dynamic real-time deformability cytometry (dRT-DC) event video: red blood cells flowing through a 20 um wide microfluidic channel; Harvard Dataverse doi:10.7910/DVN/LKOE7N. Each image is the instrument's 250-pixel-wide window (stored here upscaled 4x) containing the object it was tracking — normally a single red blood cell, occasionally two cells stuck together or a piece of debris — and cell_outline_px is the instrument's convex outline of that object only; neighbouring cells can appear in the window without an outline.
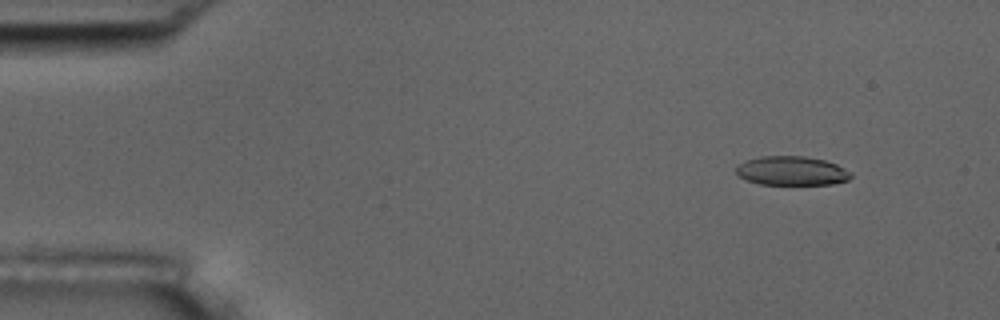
{"species": "common noctule bat (a hibernating species)", "species_latin": "Nyctalus noctula", "temperature_condition": "room temperature", "stored_images_in_passage": 4, "camera_frame_rate_fps": 3000, "um_per_image_px": 0.085, "animal": {"sex": "male", "body_mass_g": 17.5, "forearm_length_mm": 52.3}, "frame": {"image": 1, "passage_image": 1, "time_ms": 0.0, "image_size_px": [1000, 320], "cell_outline_px": [[852, 176], [848, 180], [832, 184], [760, 184], [748, 180], [740, 176], [736, 172], [736, 168], [740, 164], [748, 160], [760, 156], [804, 156], [824, 160], [836, 164], [852, 172]], "centroid_in_image_um": [67.33, 14.52], "position_along_channel_um": 17.7, "area_um2": 19.25}}
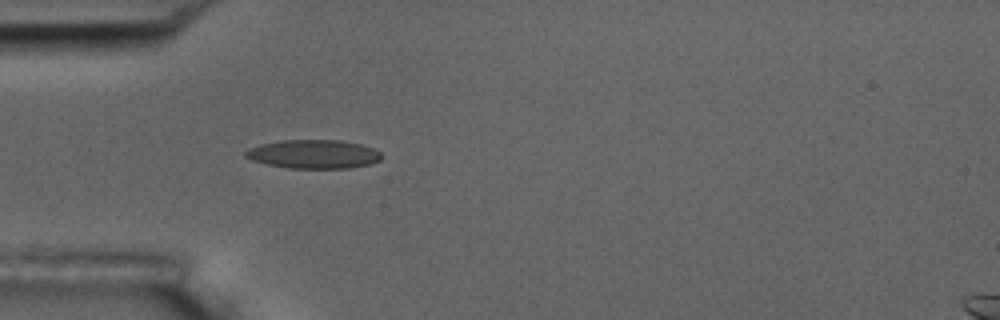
{"frame": {"image": 2, "passage_image": 4, "time_ms": 3.667, "image_size_px": [1000, 320], "cell_outline_px": [[380, 160], [372, 164], [348, 168], [288, 168], [268, 164], [252, 160], [244, 156], [244, 152], [248, 148], [260, 144], [280, 140], [340, 140], [360, 144], [376, 148], [380, 152]], "centroid_in_image_um": [26.66, 13.09], "position_along_channel_um": 58.3, "area_um2": 22.89}}